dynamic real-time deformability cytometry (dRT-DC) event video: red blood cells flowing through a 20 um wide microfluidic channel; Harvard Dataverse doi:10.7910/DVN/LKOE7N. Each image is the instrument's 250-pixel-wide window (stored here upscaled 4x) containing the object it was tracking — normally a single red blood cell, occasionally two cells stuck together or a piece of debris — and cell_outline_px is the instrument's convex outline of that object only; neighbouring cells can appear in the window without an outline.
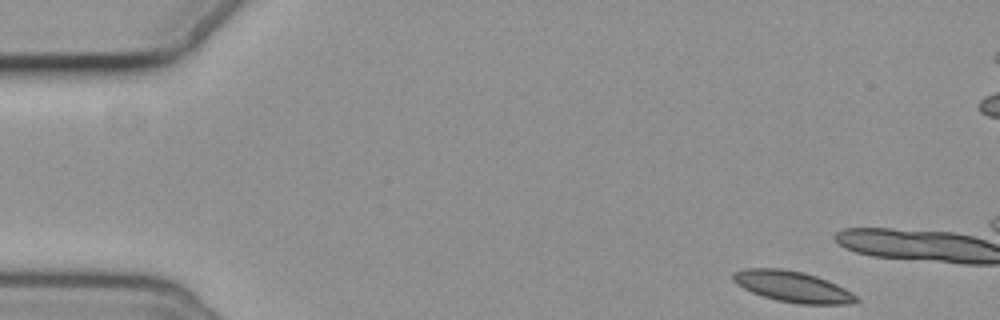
{"species": "common noctule bat (a hibernating species)", "species_latin": "Nyctalus noctula", "temperature_condition": "cold", "stored_images_in_passage": 5, "camera_frame_rate_fps": 3000, "um_per_image_px": 0.085, "animal": {"sex": "female", "body_mass_g": 19.3, "forearm_length_mm": 54.1}, "frame": {"image": 1, "passage_image": 1, "time_ms": 0.0, "image_size_px": [1000, 320], "cell_outline_px": [[860, 300], [852, 304], [800, 304], [776, 300], [752, 292], [736, 284], [732, 280], [732, 272], [744, 268], [780, 268], [804, 272], [828, 280], [852, 292]], "centroid_in_image_um": [67.36, 24.35], "position_along_channel_um": 17.6, "area_um2": 22.31}}